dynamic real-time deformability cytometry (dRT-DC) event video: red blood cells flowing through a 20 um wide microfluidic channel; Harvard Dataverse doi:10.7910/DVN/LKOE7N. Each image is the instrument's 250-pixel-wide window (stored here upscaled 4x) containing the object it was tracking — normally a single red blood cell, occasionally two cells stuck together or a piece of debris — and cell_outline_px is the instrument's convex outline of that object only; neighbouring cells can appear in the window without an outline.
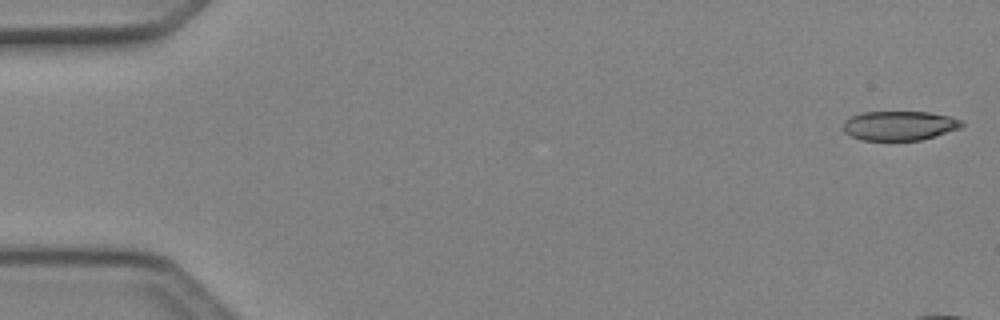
{"species": "Egyptian fruit bat (a non-hibernating species)", "species_latin": "Rousettus aegyptiacus", "temperature_condition": "cold", "stored_images_in_passage": 10, "camera_frame_rate_fps": 3000, "um_per_image_px": 0.085, "animal": {"sex": "female"}, "frame": {"image": 1, "passage_image": 1, "time_ms": 0.0, "image_size_px": [1000, 320], "cell_outline_px": [[964, 124], [960, 128], [920, 140], [864, 140], [852, 136], [844, 132], [844, 120], [860, 112], [928, 112], [948, 116], [964, 120]], "centroid_in_image_um": [76.45, 10.67], "position_along_channel_um": 8.5, "area_um2": 20.17}}